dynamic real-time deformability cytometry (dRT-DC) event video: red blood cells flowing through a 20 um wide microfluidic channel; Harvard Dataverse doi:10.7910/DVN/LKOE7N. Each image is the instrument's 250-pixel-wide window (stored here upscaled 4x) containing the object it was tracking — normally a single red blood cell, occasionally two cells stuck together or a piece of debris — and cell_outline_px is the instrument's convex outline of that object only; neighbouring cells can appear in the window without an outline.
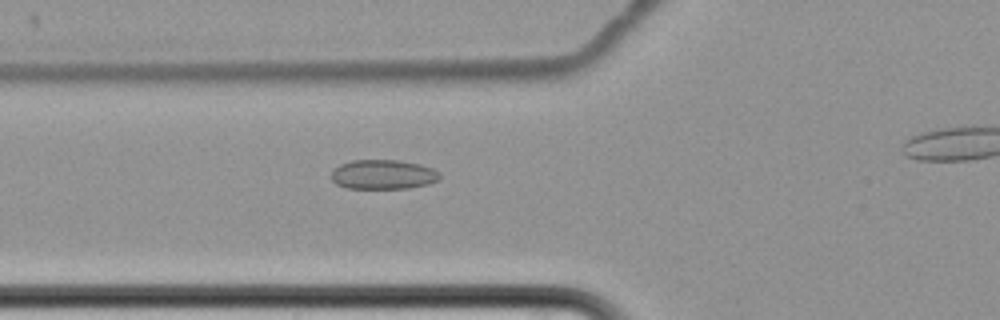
{"species": "common noctule bat (a hibernating species)", "species_latin": "Nyctalus noctula", "temperature_condition": "cold", "stored_images_in_passage": 9, "camera_frame_rate_fps": 3000, "um_per_image_px": 0.085, "animal": {"sex": "female", "body_mass_g": 22.7, "forearm_length_mm": 54.2}, "frame": {"image": 1, "passage_image": 8, "time_ms": 8.667, "image_size_px": [1000, 320], "cell_outline_px": [[440, 176], [436, 180], [428, 184], [408, 188], [348, 188], [336, 184], [332, 180], [332, 172], [340, 164], [352, 160], [400, 160], [420, 164], [432, 168], [440, 172]], "centroid_in_image_um": [32.57, 14.82], "position_along_channel_um": 93.2, "area_um2": 18.55}}